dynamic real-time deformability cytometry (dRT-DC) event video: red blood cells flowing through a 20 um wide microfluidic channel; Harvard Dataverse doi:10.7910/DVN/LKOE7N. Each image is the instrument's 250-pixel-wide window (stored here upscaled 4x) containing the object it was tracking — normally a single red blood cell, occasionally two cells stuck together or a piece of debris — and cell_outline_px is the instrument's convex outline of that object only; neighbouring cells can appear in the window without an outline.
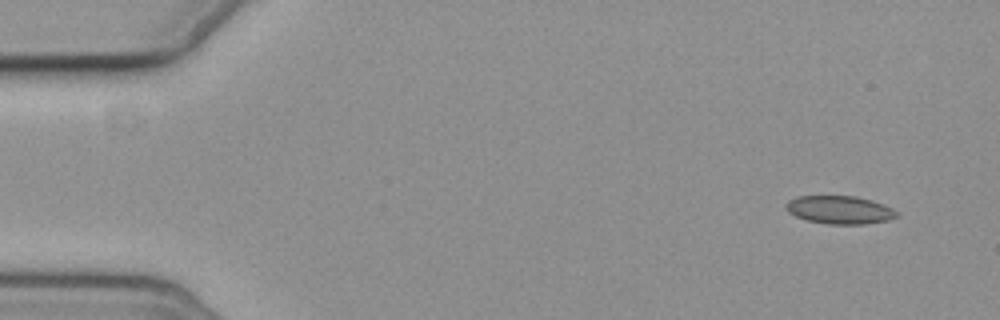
{"species": "common noctule bat (a hibernating species)", "species_latin": "Nyctalus noctula", "temperature_condition": "cold", "stored_images_in_passage": 7, "camera_frame_rate_fps": 3000, "um_per_image_px": 0.085, "animal": {"sex": "female", "body_mass_g": 19.3, "forearm_length_mm": 54.1}, "frame": {"image": 1, "passage_image": 1, "time_ms": 0.0, "image_size_px": [1000, 320], "cell_outline_px": [[896, 216], [888, 220], [864, 224], [828, 224], [808, 220], [796, 216], [788, 212], [784, 204], [788, 200], [796, 196], [856, 196], [872, 200], [884, 204], [892, 208], [896, 212]], "centroid_in_image_um": [71.34, 17.82], "position_along_channel_um": 13.7, "area_um2": 18.09}}
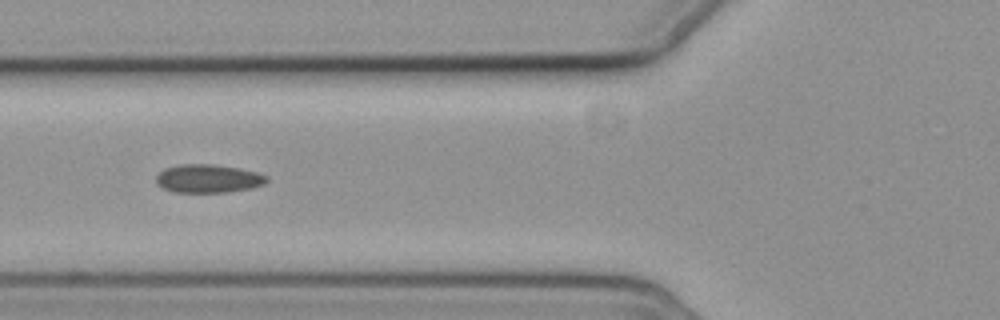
{"frame": {"image": 2, "passage_image": 6, "time_ms": 6.0, "image_size_px": [1000, 320], "cell_outline_px": [[268, 180], [264, 184], [252, 188], [228, 192], [176, 192], [164, 188], [156, 184], [156, 176], [164, 168], [180, 164], [212, 164], [240, 168], [256, 172], [268, 176]], "centroid_in_image_um": [17.71, 15.17], "position_along_channel_um": 108.1, "area_um2": 18.32}}
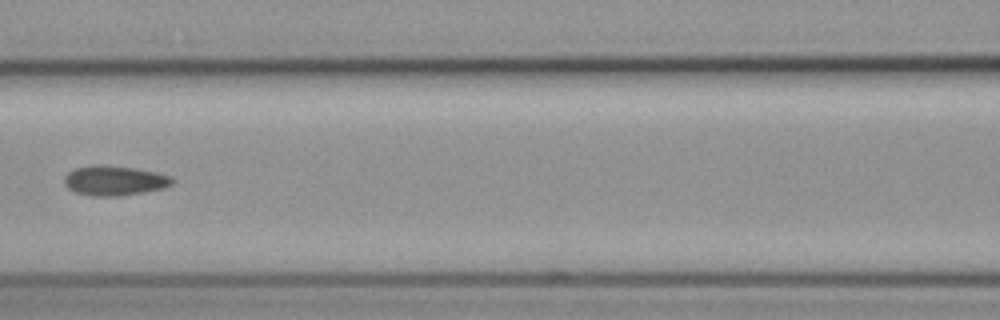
{"frame": {"image": 3, "passage_image": 7, "time_ms": 7.333, "image_size_px": [1000, 320], "cell_outline_px": [[176, 180], [172, 184], [164, 188], [144, 192], [120, 196], [92, 196], [76, 192], [68, 188], [64, 184], [64, 176], [68, 172], [76, 168], [92, 164], [96, 164], [136, 168], [156, 172], [172, 176]], "centroid_in_image_um": [9.75, 15.34], "position_along_channel_um": 156.9, "area_um2": 18.96}}